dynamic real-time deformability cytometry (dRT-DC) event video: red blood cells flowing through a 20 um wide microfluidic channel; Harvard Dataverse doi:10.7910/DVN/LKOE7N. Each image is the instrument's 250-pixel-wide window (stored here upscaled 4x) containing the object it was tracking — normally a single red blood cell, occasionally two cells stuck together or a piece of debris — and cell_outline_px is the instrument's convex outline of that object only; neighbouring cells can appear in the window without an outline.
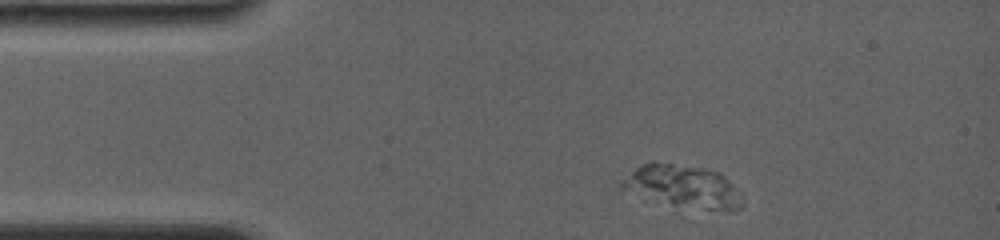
{"species": "common noctule bat (a hibernating species)", "species_latin": "Nyctalus noctula", "temperature_condition": "room temperature", "stored_images_in_passage": 3, "camera_frame_rate_fps": 4000, "um_per_image_px": 0.085, "animal": {"sex": "female", "body_mass_g": 19.0, "forearm_length_mm": 56.7}, "frame": {"image": 1, "passage_image": 1, "time_ms": 0.0, "image_size_px": [1000, 240], "cell_outline_px": [[744, 204], [736, 212], [732, 212], [676, 204], [620, 188], [620, 184], [640, 164], [652, 160], [704, 168], [720, 172], [732, 184]], "centroid_in_image_um": [58.13, 15.8], "position_along_channel_um": 26.9, "area_um2": 28.9}}